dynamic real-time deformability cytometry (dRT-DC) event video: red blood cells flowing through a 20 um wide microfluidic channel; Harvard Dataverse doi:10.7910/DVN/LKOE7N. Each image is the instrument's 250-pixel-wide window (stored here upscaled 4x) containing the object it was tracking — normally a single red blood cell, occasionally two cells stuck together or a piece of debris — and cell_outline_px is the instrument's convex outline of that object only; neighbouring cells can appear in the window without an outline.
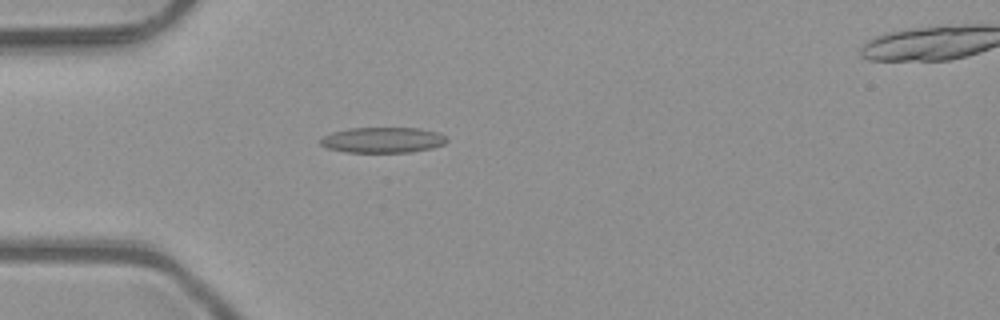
{"species": "common noctule bat (a hibernating species)", "species_latin": "Nyctalus noctula", "temperature_condition": "room temperature", "stored_images_in_passage": 37, "camera_frame_rate_fps": 3000, "um_per_image_px": 0.085, "animal": {"sex": "male", "body_mass_g": 23.1, "forearm_length_mm": 52.7}, "frame": {"image": 1, "passage_image": 1, "time_ms": 0.0, "image_size_px": [1000, 320], "cell_outline_px": [[448, 140], [444, 144], [432, 148], [412, 152], [348, 152], [328, 148], [320, 144], [320, 140], [324, 136], [332, 132], [348, 128], [420, 128], [440, 132]], "centroid_in_image_um": [32.56, 11.89], "position_along_channel_um": 52.4, "area_um2": 18.84}}
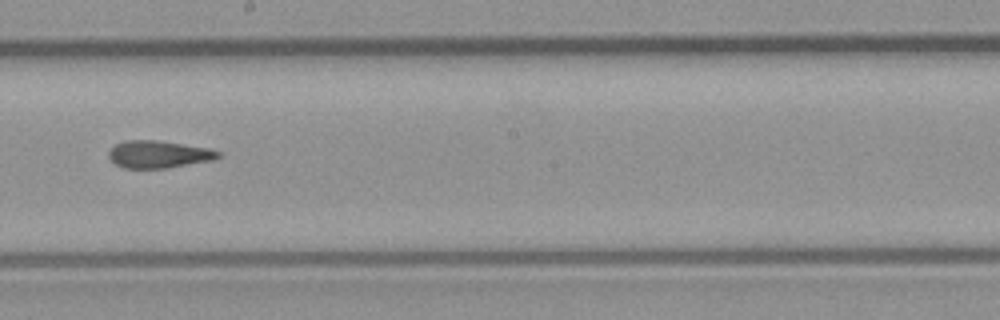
{"frame": {"image": 2, "passage_image": 15, "time_ms": 4.667, "image_size_px": [1000, 320], "cell_outline_px": [[220, 156], [212, 160], [168, 168], [124, 168], [116, 164], [108, 156], [108, 152], [116, 144], [124, 140], [156, 140], [208, 148], [220, 152]], "centroid_in_image_um": [13.46, 13.12], "position_along_channel_um": 234.7, "area_um2": 17.28}}
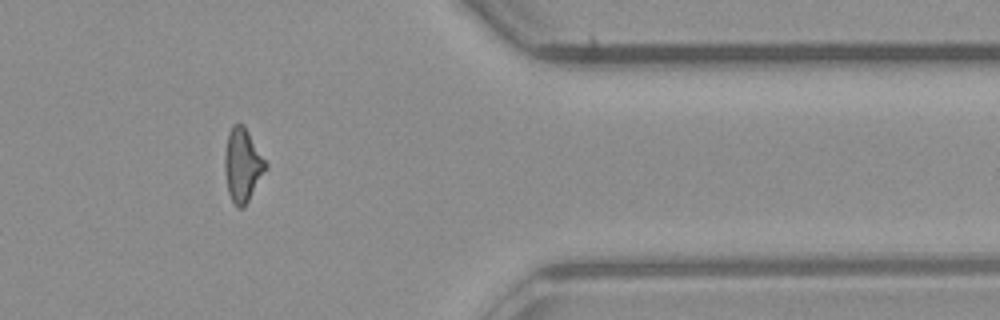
{"frame": {"image": 3, "passage_image": 28, "time_ms": 9.0, "image_size_px": [1000, 320], "cell_outline_px": [[268, 168], [244, 208], [236, 208], [228, 192], [224, 172], [224, 156], [228, 132], [232, 124], [244, 124], [268, 164]], "centroid_in_image_um": [20.62, 14.03], "position_along_channel_um": 390.8, "area_um2": 17.86}, "authors_computed_cell_mechanics": {"area_um2": 17.6868, "velocity_mm_per_s": 4.0902, "shape_relaxation_time_tau1_ms": null, "shape_relaxation_time_tau2_ms": 4.24, "deformation_change_tau1": null, "deformation_change_tau2": 0.1386}}